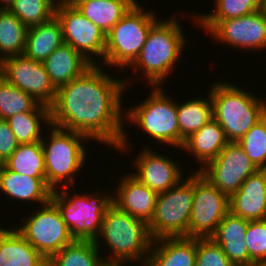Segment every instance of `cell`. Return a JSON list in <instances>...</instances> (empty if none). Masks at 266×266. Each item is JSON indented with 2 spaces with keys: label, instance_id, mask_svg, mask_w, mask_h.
I'll return each instance as SVG.
<instances>
[{
  "label": "cell",
  "instance_id": "cell-31",
  "mask_svg": "<svg viewBox=\"0 0 266 266\" xmlns=\"http://www.w3.org/2000/svg\"><path fill=\"white\" fill-rule=\"evenodd\" d=\"M5 166L18 174L31 177H45L46 168L41 141L19 144L6 160Z\"/></svg>",
  "mask_w": 266,
  "mask_h": 266
},
{
  "label": "cell",
  "instance_id": "cell-4",
  "mask_svg": "<svg viewBox=\"0 0 266 266\" xmlns=\"http://www.w3.org/2000/svg\"><path fill=\"white\" fill-rule=\"evenodd\" d=\"M209 93L213 119L222 127L229 142L240 140L266 112V101L235 84L218 81Z\"/></svg>",
  "mask_w": 266,
  "mask_h": 266
},
{
  "label": "cell",
  "instance_id": "cell-35",
  "mask_svg": "<svg viewBox=\"0 0 266 266\" xmlns=\"http://www.w3.org/2000/svg\"><path fill=\"white\" fill-rule=\"evenodd\" d=\"M215 12L197 14L196 20H227L249 15L263 7V0H215Z\"/></svg>",
  "mask_w": 266,
  "mask_h": 266
},
{
  "label": "cell",
  "instance_id": "cell-30",
  "mask_svg": "<svg viewBox=\"0 0 266 266\" xmlns=\"http://www.w3.org/2000/svg\"><path fill=\"white\" fill-rule=\"evenodd\" d=\"M23 112H50V107L38 103L31 95L0 76V119L6 120Z\"/></svg>",
  "mask_w": 266,
  "mask_h": 266
},
{
  "label": "cell",
  "instance_id": "cell-19",
  "mask_svg": "<svg viewBox=\"0 0 266 266\" xmlns=\"http://www.w3.org/2000/svg\"><path fill=\"white\" fill-rule=\"evenodd\" d=\"M248 223L249 220L229 212L210 236L234 266H249V254L245 242Z\"/></svg>",
  "mask_w": 266,
  "mask_h": 266
},
{
  "label": "cell",
  "instance_id": "cell-42",
  "mask_svg": "<svg viewBox=\"0 0 266 266\" xmlns=\"http://www.w3.org/2000/svg\"><path fill=\"white\" fill-rule=\"evenodd\" d=\"M5 163L0 158V172L2 171V168L4 167Z\"/></svg>",
  "mask_w": 266,
  "mask_h": 266
},
{
  "label": "cell",
  "instance_id": "cell-27",
  "mask_svg": "<svg viewBox=\"0 0 266 266\" xmlns=\"http://www.w3.org/2000/svg\"><path fill=\"white\" fill-rule=\"evenodd\" d=\"M94 240L74 239L47 260V266H106Z\"/></svg>",
  "mask_w": 266,
  "mask_h": 266
},
{
  "label": "cell",
  "instance_id": "cell-40",
  "mask_svg": "<svg viewBox=\"0 0 266 266\" xmlns=\"http://www.w3.org/2000/svg\"><path fill=\"white\" fill-rule=\"evenodd\" d=\"M15 0H0V9H9Z\"/></svg>",
  "mask_w": 266,
  "mask_h": 266
},
{
  "label": "cell",
  "instance_id": "cell-8",
  "mask_svg": "<svg viewBox=\"0 0 266 266\" xmlns=\"http://www.w3.org/2000/svg\"><path fill=\"white\" fill-rule=\"evenodd\" d=\"M157 195L154 214L148 223L153 240L189 237V221L194 196V174ZM183 181V182H182Z\"/></svg>",
  "mask_w": 266,
  "mask_h": 266
},
{
  "label": "cell",
  "instance_id": "cell-21",
  "mask_svg": "<svg viewBox=\"0 0 266 266\" xmlns=\"http://www.w3.org/2000/svg\"><path fill=\"white\" fill-rule=\"evenodd\" d=\"M43 65L57 90L82 75L93 64L72 46L63 43L43 61Z\"/></svg>",
  "mask_w": 266,
  "mask_h": 266
},
{
  "label": "cell",
  "instance_id": "cell-32",
  "mask_svg": "<svg viewBox=\"0 0 266 266\" xmlns=\"http://www.w3.org/2000/svg\"><path fill=\"white\" fill-rule=\"evenodd\" d=\"M6 121L19 144L41 141L43 137L42 123L47 124L46 126L51 124L50 112H23L7 118Z\"/></svg>",
  "mask_w": 266,
  "mask_h": 266
},
{
  "label": "cell",
  "instance_id": "cell-9",
  "mask_svg": "<svg viewBox=\"0 0 266 266\" xmlns=\"http://www.w3.org/2000/svg\"><path fill=\"white\" fill-rule=\"evenodd\" d=\"M125 119L147 133L150 138L179 147L180 132L177 117V103L165 95L161 85L154 86L146 99L127 110ZM175 145V146H174Z\"/></svg>",
  "mask_w": 266,
  "mask_h": 266
},
{
  "label": "cell",
  "instance_id": "cell-22",
  "mask_svg": "<svg viewBox=\"0 0 266 266\" xmlns=\"http://www.w3.org/2000/svg\"><path fill=\"white\" fill-rule=\"evenodd\" d=\"M0 191L12 199L41 204L51 199L52 190L46 184L45 177H31L9 170L5 165L0 172Z\"/></svg>",
  "mask_w": 266,
  "mask_h": 266
},
{
  "label": "cell",
  "instance_id": "cell-2",
  "mask_svg": "<svg viewBox=\"0 0 266 266\" xmlns=\"http://www.w3.org/2000/svg\"><path fill=\"white\" fill-rule=\"evenodd\" d=\"M99 239L110 247L112 257L105 259L106 264L122 265L139 261L141 266H146L153 242L146 222L134 218L112 204L107 209L99 235L94 240L97 247L101 246Z\"/></svg>",
  "mask_w": 266,
  "mask_h": 266
},
{
  "label": "cell",
  "instance_id": "cell-14",
  "mask_svg": "<svg viewBox=\"0 0 266 266\" xmlns=\"http://www.w3.org/2000/svg\"><path fill=\"white\" fill-rule=\"evenodd\" d=\"M258 168L237 142H229L220 154L198 172L230 197Z\"/></svg>",
  "mask_w": 266,
  "mask_h": 266
},
{
  "label": "cell",
  "instance_id": "cell-26",
  "mask_svg": "<svg viewBox=\"0 0 266 266\" xmlns=\"http://www.w3.org/2000/svg\"><path fill=\"white\" fill-rule=\"evenodd\" d=\"M137 0H88L77 9L106 34L122 19Z\"/></svg>",
  "mask_w": 266,
  "mask_h": 266
},
{
  "label": "cell",
  "instance_id": "cell-6",
  "mask_svg": "<svg viewBox=\"0 0 266 266\" xmlns=\"http://www.w3.org/2000/svg\"><path fill=\"white\" fill-rule=\"evenodd\" d=\"M141 7L136 2L106 34L104 65L125 70L138 58L151 27L158 21L152 11Z\"/></svg>",
  "mask_w": 266,
  "mask_h": 266
},
{
  "label": "cell",
  "instance_id": "cell-17",
  "mask_svg": "<svg viewBox=\"0 0 266 266\" xmlns=\"http://www.w3.org/2000/svg\"><path fill=\"white\" fill-rule=\"evenodd\" d=\"M229 212L249 221L266 219V169L251 174L229 197Z\"/></svg>",
  "mask_w": 266,
  "mask_h": 266
},
{
  "label": "cell",
  "instance_id": "cell-24",
  "mask_svg": "<svg viewBox=\"0 0 266 266\" xmlns=\"http://www.w3.org/2000/svg\"><path fill=\"white\" fill-rule=\"evenodd\" d=\"M0 266H47V260L16 229L0 227Z\"/></svg>",
  "mask_w": 266,
  "mask_h": 266
},
{
  "label": "cell",
  "instance_id": "cell-38",
  "mask_svg": "<svg viewBox=\"0 0 266 266\" xmlns=\"http://www.w3.org/2000/svg\"><path fill=\"white\" fill-rule=\"evenodd\" d=\"M18 145L19 143L7 121L0 119V158L4 163L16 150Z\"/></svg>",
  "mask_w": 266,
  "mask_h": 266
},
{
  "label": "cell",
  "instance_id": "cell-13",
  "mask_svg": "<svg viewBox=\"0 0 266 266\" xmlns=\"http://www.w3.org/2000/svg\"><path fill=\"white\" fill-rule=\"evenodd\" d=\"M55 17L61 24L64 43L72 46L92 64L98 63L91 57L95 55L102 57L104 63L106 33L103 30L82 15L77 7L68 6L61 0L57 1Z\"/></svg>",
  "mask_w": 266,
  "mask_h": 266
},
{
  "label": "cell",
  "instance_id": "cell-44",
  "mask_svg": "<svg viewBox=\"0 0 266 266\" xmlns=\"http://www.w3.org/2000/svg\"><path fill=\"white\" fill-rule=\"evenodd\" d=\"M106 266H124V265H108V264H107Z\"/></svg>",
  "mask_w": 266,
  "mask_h": 266
},
{
  "label": "cell",
  "instance_id": "cell-28",
  "mask_svg": "<svg viewBox=\"0 0 266 266\" xmlns=\"http://www.w3.org/2000/svg\"><path fill=\"white\" fill-rule=\"evenodd\" d=\"M177 117L182 148L188 137L213 119L210 93L207 99L196 97L181 104L177 103Z\"/></svg>",
  "mask_w": 266,
  "mask_h": 266
},
{
  "label": "cell",
  "instance_id": "cell-34",
  "mask_svg": "<svg viewBox=\"0 0 266 266\" xmlns=\"http://www.w3.org/2000/svg\"><path fill=\"white\" fill-rule=\"evenodd\" d=\"M237 143L258 169H266V112Z\"/></svg>",
  "mask_w": 266,
  "mask_h": 266
},
{
  "label": "cell",
  "instance_id": "cell-23",
  "mask_svg": "<svg viewBox=\"0 0 266 266\" xmlns=\"http://www.w3.org/2000/svg\"><path fill=\"white\" fill-rule=\"evenodd\" d=\"M228 143L222 127L212 119L188 137L181 149L195 156L194 159L200 162L197 169L199 171L208 162L215 159Z\"/></svg>",
  "mask_w": 266,
  "mask_h": 266
},
{
  "label": "cell",
  "instance_id": "cell-20",
  "mask_svg": "<svg viewBox=\"0 0 266 266\" xmlns=\"http://www.w3.org/2000/svg\"><path fill=\"white\" fill-rule=\"evenodd\" d=\"M195 263L196 238L163 237L153 240L146 266H195Z\"/></svg>",
  "mask_w": 266,
  "mask_h": 266
},
{
  "label": "cell",
  "instance_id": "cell-36",
  "mask_svg": "<svg viewBox=\"0 0 266 266\" xmlns=\"http://www.w3.org/2000/svg\"><path fill=\"white\" fill-rule=\"evenodd\" d=\"M245 239L249 265L266 264V219L249 221Z\"/></svg>",
  "mask_w": 266,
  "mask_h": 266
},
{
  "label": "cell",
  "instance_id": "cell-33",
  "mask_svg": "<svg viewBox=\"0 0 266 266\" xmlns=\"http://www.w3.org/2000/svg\"><path fill=\"white\" fill-rule=\"evenodd\" d=\"M58 0H15L9 10L28 28L47 23L55 16Z\"/></svg>",
  "mask_w": 266,
  "mask_h": 266
},
{
  "label": "cell",
  "instance_id": "cell-16",
  "mask_svg": "<svg viewBox=\"0 0 266 266\" xmlns=\"http://www.w3.org/2000/svg\"><path fill=\"white\" fill-rule=\"evenodd\" d=\"M152 149L141 150L139 156L132 162L137 169L131 173L141 183L157 194L166 192L169 188L178 184L184 178L180 164L170 157L158 154ZM155 152V153H154ZM182 174V175H181Z\"/></svg>",
  "mask_w": 266,
  "mask_h": 266
},
{
  "label": "cell",
  "instance_id": "cell-7",
  "mask_svg": "<svg viewBox=\"0 0 266 266\" xmlns=\"http://www.w3.org/2000/svg\"><path fill=\"white\" fill-rule=\"evenodd\" d=\"M67 189L52 191L51 200L58 207L70 235L78 240H95L103 217L113 204L112 194L107 195L103 190H97L96 193L81 195L76 192L70 196Z\"/></svg>",
  "mask_w": 266,
  "mask_h": 266
},
{
  "label": "cell",
  "instance_id": "cell-18",
  "mask_svg": "<svg viewBox=\"0 0 266 266\" xmlns=\"http://www.w3.org/2000/svg\"><path fill=\"white\" fill-rule=\"evenodd\" d=\"M122 175L123 178L120 179L117 193L112 195L113 205L148 224L153 217L158 194L141 183L131 173Z\"/></svg>",
  "mask_w": 266,
  "mask_h": 266
},
{
  "label": "cell",
  "instance_id": "cell-39",
  "mask_svg": "<svg viewBox=\"0 0 266 266\" xmlns=\"http://www.w3.org/2000/svg\"><path fill=\"white\" fill-rule=\"evenodd\" d=\"M61 1L68 6L77 7L79 4H81L85 1H88V0H61Z\"/></svg>",
  "mask_w": 266,
  "mask_h": 266
},
{
  "label": "cell",
  "instance_id": "cell-1",
  "mask_svg": "<svg viewBox=\"0 0 266 266\" xmlns=\"http://www.w3.org/2000/svg\"><path fill=\"white\" fill-rule=\"evenodd\" d=\"M107 73L99 64H93L82 75L58 88L50 106V123L126 151L130 142L123 130L126 110L123 111L121 100L131 84L128 79H114Z\"/></svg>",
  "mask_w": 266,
  "mask_h": 266
},
{
  "label": "cell",
  "instance_id": "cell-37",
  "mask_svg": "<svg viewBox=\"0 0 266 266\" xmlns=\"http://www.w3.org/2000/svg\"><path fill=\"white\" fill-rule=\"evenodd\" d=\"M195 266H234L222 248L209 238H196Z\"/></svg>",
  "mask_w": 266,
  "mask_h": 266
},
{
  "label": "cell",
  "instance_id": "cell-10",
  "mask_svg": "<svg viewBox=\"0 0 266 266\" xmlns=\"http://www.w3.org/2000/svg\"><path fill=\"white\" fill-rule=\"evenodd\" d=\"M44 205V206H43ZM15 229L46 259L70 244L74 238L56 204L50 199Z\"/></svg>",
  "mask_w": 266,
  "mask_h": 266
},
{
  "label": "cell",
  "instance_id": "cell-11",
  "mask_svg": "<svg viewBox=\"0 0 266 266\" xmlns=\"http://www.w3.org/2000/svg\"><path fill=\"white\" fill-rule=\"evenodd\" d=\"M196 24L210 31L217 43L254 52L266 49V14L262 9L227 20H196Z\"/></svg>",
  "mask_w": 266,
  "mask_h": 266
},
{
  "label": "cell",
  "instance_id": "cell-25",
  "mask_svg": "<svg viewBox=\"0 0 266 266\" xmlns=\"http://www.w3.org/2000/svg\"><path fill=\"white\" fill-rule=\"evenodd\" d=\"M64 43L60 22L54 16L47 23L28 28L24 55L43 62Z\"/></svg>",
  "mask_w": 266,
  "mask_h": 266
},
{
  "label": "cell",
  "instance_id": "cell-29",
  "mask_svg": "<svg viewBox=\"0 0 266 266\" xmlns=\"http://www.w3.org/2000/svg\"><path fill=\"white\" fill-rule=\"evenodd\" d=\"M28 27L9 9H0V61L24 53Z\"/></svg>",
  "mask_w": 266,
  "mask_h": 266
},
{
  "label": "cell",
  "instance_id": "cell-3",
  "mask_svg": "<svg viewBox=\"0 0 266 266\" xmlns=\"http://www.w3.org/2000/svg\"><path fill=\"white\" fill-rule=\"evenodd\" d=\"M176 19L159 20L151 27L138 58L131 65L132 71H143L148 84L163 85L186 46L181 24ZM170 73V74H169Z\"/></svg>",
  "mask_w": 266,
  "mask_h": 266
},
{
  "label": "cell",
  "instance_id": "cell-15",
  "mask_svg": "<svg viewBox=\"0 0 266 266\" xmlns=\"http://www.w3.org/2000/svg\"><path fill=\"white\" fill-rule=\"evenodd\" d=\"M0 76L40 104L50 107L55 101L56 89L43 62L32 60L24 54L11 56L1 61Z\"/></svg>",
  "mask_w": 266,
  "mask_h": 266
},
{
  "label": "cell",
  "instance_id": "cell-12",
  "mask_svg": "<svg viewBox=\"0 0 266 266\" xmlns=\"http://www.w3.org/2000/svg\"><path fill=\"white\" fill-rule=\"evenodd\" d=\"M228 213L229 197L196 171L189 237L209 238Z\"/></svg>",
  "mask_w": 266,
  "mask_h": 266
},
{
  "label": "cell",
  "instance_id": "cell-43",
  "mask_svg": "<svg viewBox=\"0 0 266 266\" xmlns=\"http://www.w3.org/2000/svg\"><path fill=\"white\" fill-rule=\"evenodd\" d=\"M249 266H266V264H253V265H249Z\"/></svg>",
  "mask_w": 266,
  "mask_h": 266
},
{
  "label": "cell",
  "instance_id": "cell-41",
  "mask_svg": "<svg viewBox=\"0 0 266 266\" xmlns=\"http://www.w3.org/2000/svg\"><path fill=\"white\" fill-rule=\"evenodd\" d=\"M263 12L266 14V0H263V7H262Z\"/></svg>",
  "mask_w": 266,
  "mask_h": 266
},
{
  "label": "cell",
  "instance_id": "cell-5",
  "mask_svg": "<svg viewBox=\"0 0 266 266\" xmlns=\"http://www.w3.org/2000/svg\"><path fill=\"white\" fill-rule=\"evenodd\" d=\"M49 127L51 133L48 141L43 133L41 144L46 168V184L55 191L62 186L69 188L74 184L75 175L81 171L86 162L87 152L81 141H90V139L84 134L61 129L51 124Z\"/></svg>",
  "mask_w": 266,
  "mask_h": 266
}]
</instances>
